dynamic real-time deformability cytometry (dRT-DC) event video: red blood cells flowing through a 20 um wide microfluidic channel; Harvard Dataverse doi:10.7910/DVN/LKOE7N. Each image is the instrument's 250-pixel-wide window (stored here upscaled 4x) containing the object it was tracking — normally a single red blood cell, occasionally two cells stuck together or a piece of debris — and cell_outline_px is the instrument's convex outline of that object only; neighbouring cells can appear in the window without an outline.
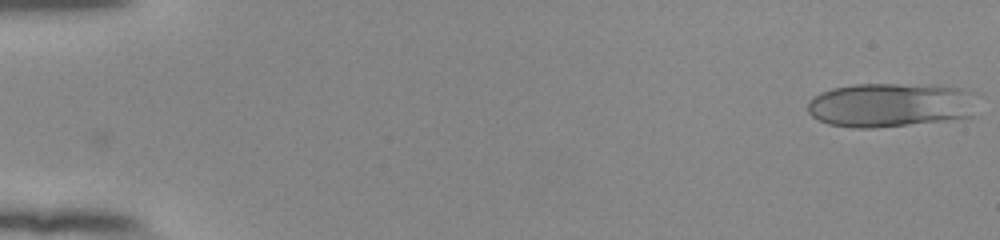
{"species": "human", "species_latin": "Homo sapiens", "temperature_condition": "room temperature", "stored_images_in_passage": 5, "camera_frame_rate_fps": 3000, "um_per_image_px": 0.085, "donor": {"sex": "female"}, "frame": {"image": 1, "passage_image": 1, "time_ms": 0.0, "image_size_px": [1000, 240], "cell_outline_px": [[976, 116], [948, 120], [872, 128], [852, 128], [828, 124], [816, 120], [808, 112], [808, 100], [812, 96], [820, 92], [832, 88], [852, 84], [932, 84], [960, 88], [968, 92]], "centroid_in_image_um": [75.6, 8.92], "position_along_channel_um": 9.4, "area_um2": 43.93}}